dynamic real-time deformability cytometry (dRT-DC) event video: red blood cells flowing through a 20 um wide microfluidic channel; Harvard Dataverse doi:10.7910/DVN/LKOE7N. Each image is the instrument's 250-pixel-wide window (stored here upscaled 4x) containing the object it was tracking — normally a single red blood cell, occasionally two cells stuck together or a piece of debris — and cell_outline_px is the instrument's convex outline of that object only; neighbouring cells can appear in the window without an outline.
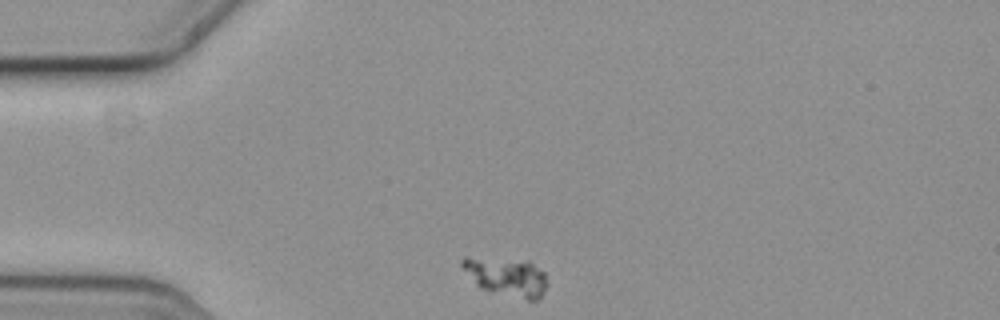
{"species": "common noctule bat (a hibernating species)", "species_latin": "Nyctalus noctula", "temperature_condition": "cold", "stored_images_in_passage": 36, "camera_frame_rate_fps": 3000, "um_per_image_px": 0.085, "animal": {"sex": "female", "body_mass_g": 19.3, "forearm_length_mm": 54.1}, "frame": {"image": 1, "passage_image": 1, "time_ms": 0.0, "image_size_px": [1000, 320], "cell_outline_px": [[548, 284], [540, 300], [528, 300], [480, 288], [476, 284], [460, 264], [460, 260], [464, 256], [468, 256], [528, 260], [544, 272], [548, 280]], "centroid_in_image_um": [43.08, 23.49], "position_along_channel_um": 41.9, "area_um2": 19.36}}
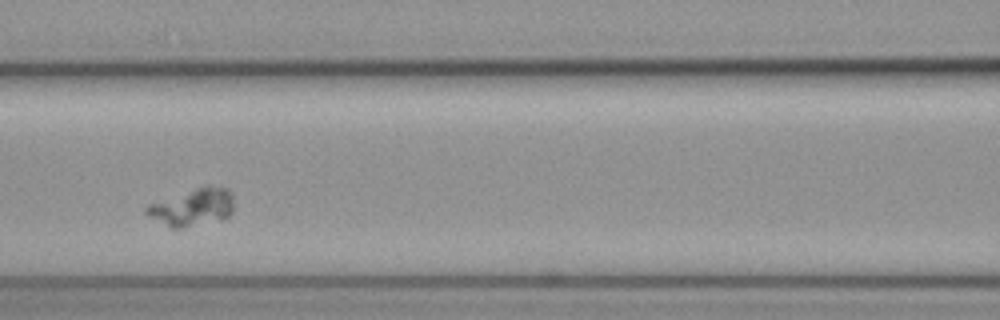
{"frame": {"image": 2, "passage_image": 13, "time_ms": 4.0, "image_size_px": [1000, 320], "cell_outline_px": [[232, 212], [228, 216], [184, 228], [172, 228], [148, 216], [144, 212], [144, 208], [148, 204], [204, 184], [208, 184], [228, 188], [232, 192]], "centroid_in_image_um": [16.34, 17.57], "position_along_channel_um": 150.3, "area_um2": 19.07}}
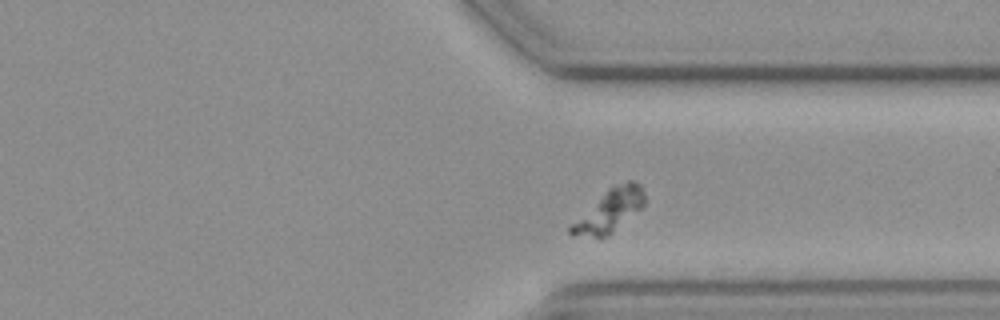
{"frame": {"image": 3, "passage_image": 31, "time_ms": 10.0, "image_size_px": [1000, 320], "cell_outline_px": [[644, 204], [640, 208], [608, 236], [600, 240], [572, 236], [568, 232], [568, 224], [612, 188], [628, 180], [632, 180], [640, 184], [644, 192]], "centroid_in_image_um": [51.73, 18.01], "position_along_channel_um": 359.7, "area_um2": 18.03}}